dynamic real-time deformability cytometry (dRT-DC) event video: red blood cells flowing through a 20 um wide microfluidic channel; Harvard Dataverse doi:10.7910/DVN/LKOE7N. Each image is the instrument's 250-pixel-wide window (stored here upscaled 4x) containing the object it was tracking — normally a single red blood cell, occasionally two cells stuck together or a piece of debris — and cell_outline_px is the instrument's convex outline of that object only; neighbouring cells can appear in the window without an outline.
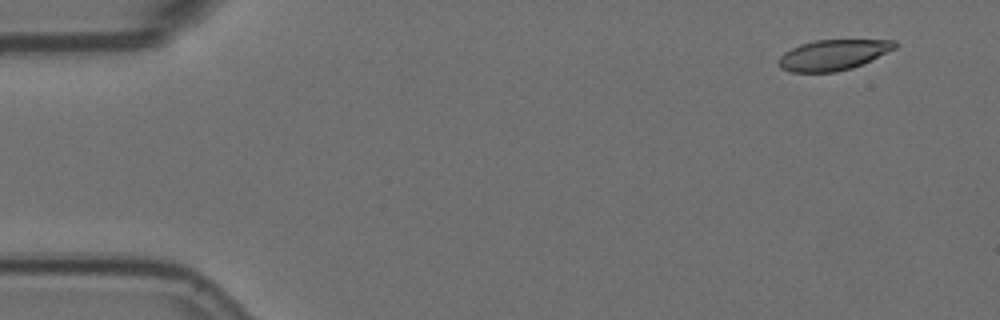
{"species": "Egyptian fruit bat (a non-hibernating species)", "species_latin": "Rousettus aegyptiacus", "temperature_condition": "room temperature", "stored_images_in_passage": 5, "camera_frame_rate_fps": 3000, "um_per_image_px": 0.085, "animal": {"sex": "female"}, "frame": {"image": 1, "passage_image": 1, "time_ms": 0.0, "image_size_px": [1000, 320], "cell_outline_px": [[896, 48], [852, 68], [836, 72], [792, 72], [780, 68], [776, 64], [776, 60], [784, 52], [800, 44], [816, 40], [896, 40]], "centroid_in_image_um": [70.75, 4.67], "position_along_channel_um": 14.2, "area_um2": 20.63}}
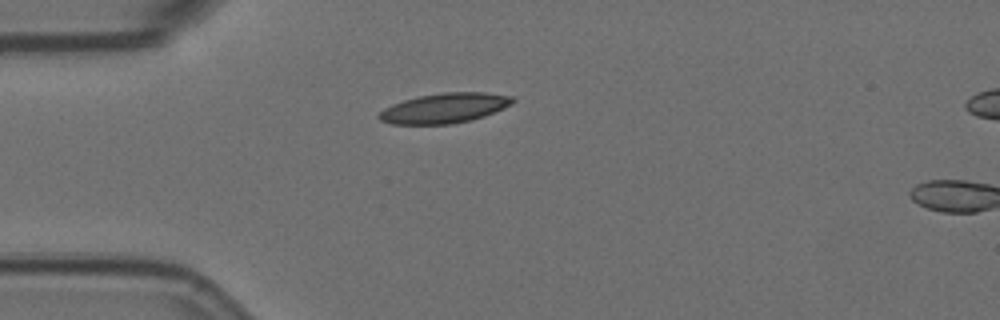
{"frame": {"image": 2, "passage_image": 4, "time_ms": 1.0, "image_size_px": [1000, 320], "cell_outline_px": [[516, 100], [512, 104], [504, 108], [484, 116], [472, 120], [452, 124], [392, 124], [380, 120], [376, 116], [384, 108], [392, 104], [404, 100], [420, 96], [444, 92], [484, 92], [512, 96]], "centroid_in_image_um": [37.79, 9.19], "position_along_channel_um": 47.2, "area_um2": 23.35}}